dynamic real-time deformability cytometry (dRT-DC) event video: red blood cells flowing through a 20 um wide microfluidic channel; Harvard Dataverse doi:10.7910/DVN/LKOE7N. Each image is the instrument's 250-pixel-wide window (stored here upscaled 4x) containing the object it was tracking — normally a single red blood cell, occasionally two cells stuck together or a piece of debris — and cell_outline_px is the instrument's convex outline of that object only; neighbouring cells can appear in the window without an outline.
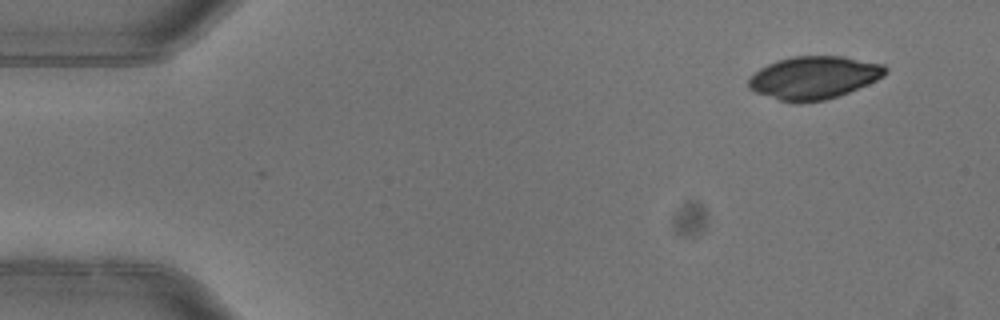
{"species": "common noctule bat (a hibernating species)", "species_latin": "Nyctalus noctula", "temperature_condition": "warm", "stored_images_in_passage": 4, "camera_frame_rate_fps": 3000, "um_per_image_px": 0.085, "animal": {"sex": "female"}, "frame": {"image": 1, "passage_image": 1, "time_ms": 0.0, "image_size_px": [1000, 320], "cell_outline_px": [[888, 72], [884, 76], [868, 84], [848, 92], [824, 100], [796, 104], [780, 100], [756, 92], [748, 88], [748, 80], [760, 68], [776, 60], [792, 56], [844, 56], [884, 64], [888, 68]], "centroid_in_image_um": [69.2, 6.59], "position_along_channel_um": 15.8, "area_um2": 34.22}}